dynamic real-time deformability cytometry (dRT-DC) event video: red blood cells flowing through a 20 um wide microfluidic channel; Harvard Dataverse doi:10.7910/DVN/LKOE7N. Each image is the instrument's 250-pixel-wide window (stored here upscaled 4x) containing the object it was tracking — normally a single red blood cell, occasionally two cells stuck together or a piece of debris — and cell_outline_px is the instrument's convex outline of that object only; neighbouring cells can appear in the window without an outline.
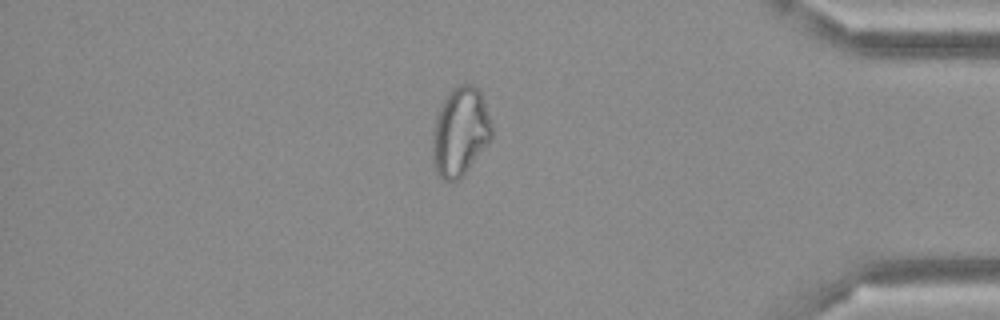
{"species": "Egyptian fruit bat (a non-hibernating species)", "species_latin": "Rousettus aegyptiacus", "temperature_condition": "cold", "stored_images_in_passage": 49, "camera_frame_rate_fps": 3000, "um_per_image_px": 0.085, "frame": {"image": 1, "passage_image": 42, "time_ms": 13.667, "image_size_px": [1000, 320], "cell_outline_px": [[492, 136], [464, 172], [452, 184], [444, 180], [436, 172], [432, 164], [432, 132], [436, 116], [448, 92], [456, 84], [472, 84], [480, 88], [492, 124]], "centroid_in_image_um": [39.09, 11.16], "position_along_channel_um": 396.1, "area_um2": 30.58}}